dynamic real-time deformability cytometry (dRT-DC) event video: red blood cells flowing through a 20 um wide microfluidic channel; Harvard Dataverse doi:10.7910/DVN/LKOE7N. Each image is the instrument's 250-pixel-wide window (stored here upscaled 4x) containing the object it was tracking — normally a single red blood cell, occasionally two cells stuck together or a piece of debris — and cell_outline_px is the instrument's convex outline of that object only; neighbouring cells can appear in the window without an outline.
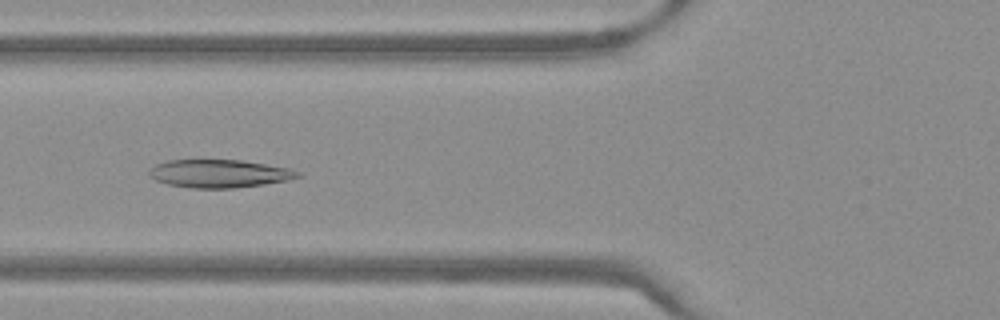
{"species": "Egyptian fruit bat (a non-hibernating species)", "species_latin": "Rousettus aegyptiacus", "temperature_condition": "warm", "stored_images_in_passage": 51, "camera_frame_rate_fps": 3000, "um_per_image_px": 0.085, "frame": {"image": 1, "passage_image": 20, "time_ms": 6.333, "image_size_px": [1000, 320], "cell_outline_px": [[304, 176], [288, 180], [264, 184], [236, 188], [192, 188], [168, 184], [156, 180], [148, 176], [148, 172], [156, 164], [168, 160], [244, 160], [288, 168], [300, 172]], "centroid_in_image_um": [18.66, 14.75], "position_along_channel_um": 107.1, "area_um2": 24.33}}
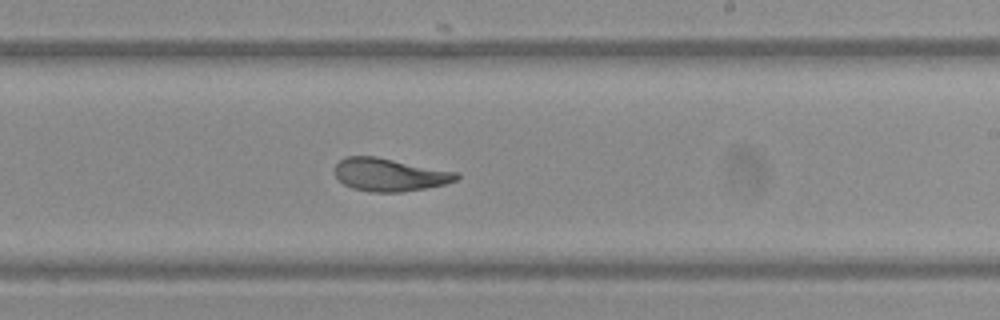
{"frame": {"image": 2, "passage_image": 31, "time_ms": 10.0, "image_size_px": [1000, 320], "cell_outline_px": [[460, 176], [456, 180], [444, 184], [424, 188], [400, 192], [368, 192], [352, 188], [344, 184], [336, 176], [336, 164], [344, 156], [376, 156], [460, 172]], "centroid_in_image_um": [33.13, 14.84], "position_along_channel_um": 255.9, "area_um2": 23.41}}
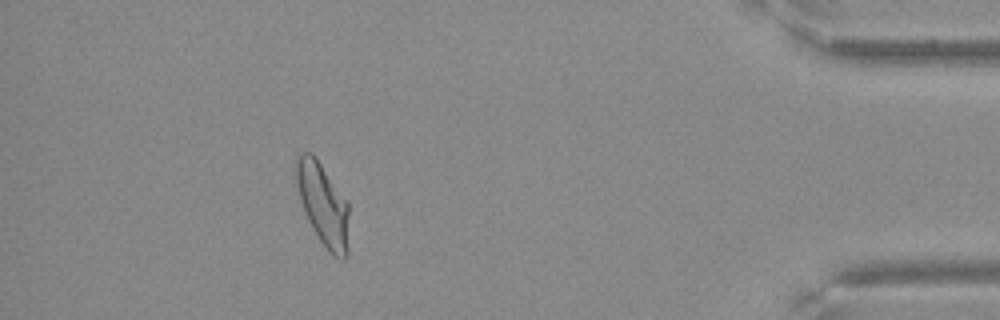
{"frame": {"image": 3, "passage_image": 46, "time_ms": 15.0, "image_size_px": [1000, 320], "cell_outline_px": [[348, 256], [344, 260], [340, 260], [332, 256], [328, 252], [312, 228], [304, 212], [300, 200], [292, 168], [296, 156], [300, 152], [312, 152], [348, 204]], "centroid_in_image_um": [27.41, 17.38], "position_along_channel_um": 407.8, "area_um2": 25.66}}